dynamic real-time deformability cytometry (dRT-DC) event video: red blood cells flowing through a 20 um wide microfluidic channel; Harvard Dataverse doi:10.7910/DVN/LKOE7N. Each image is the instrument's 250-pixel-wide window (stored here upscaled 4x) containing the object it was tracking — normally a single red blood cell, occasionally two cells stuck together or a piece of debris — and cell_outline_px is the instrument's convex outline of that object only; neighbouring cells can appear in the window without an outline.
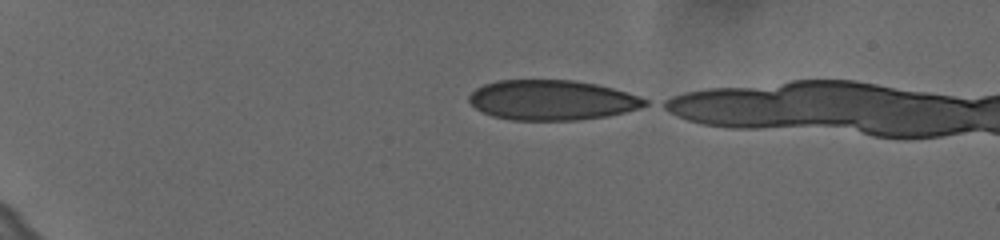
{"species": "human", "species_latin": "Homo sapiens", "temperature_condition": "cold", "stored_images_in_passage": 42, "camera_frame_rate_fps": 3000, "um_per_image_px": 0.085, "donor": {"sex": "female"}, "frame": {"image": 1, "passage_image": 1, "time_ms": 0.0, "image_size_px": [1000, 240], "cell_outline_px": [[648, 104], [640, 108], [608, 116], [576, 120], [512, 120], [492, 116], [476, 108], [468, 100], [468, 96], [476, 88], [484, 84], [496, 80], [572, 80], [596, 84], [612, 88], [648, 100]], "centroid_in_image_um": [46.88, 8.51], "position_along_channel_um": 38.1, "area_um2": 40.86}}
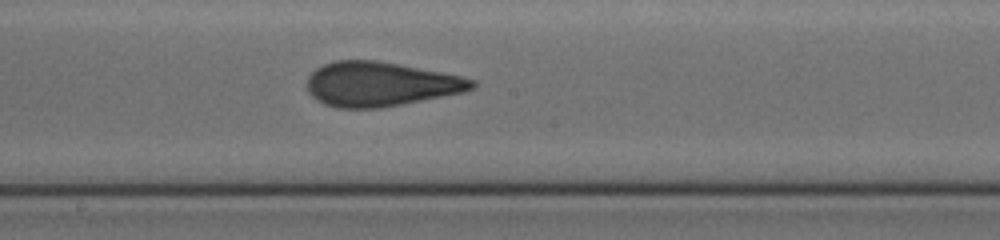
{"frame": {"image": 2, "passage_image": 22, "time_ms": 7.0, "image_size_px": [1000, 240], "cell_outline_px": [[476, 88], [464, 92], [400, 104], [376, 108], [340, 108], [324, 104], [316, 100], [308, 92], [308, 76], [316, 68], [324, 64], [336, 60], [376, 60], [440, 72], [460, 76], [476, 80]], "centroid_in_image_um": [32.32, 7.15], "position_along_channel_um": 215.9, "area_um2": 42.37}}
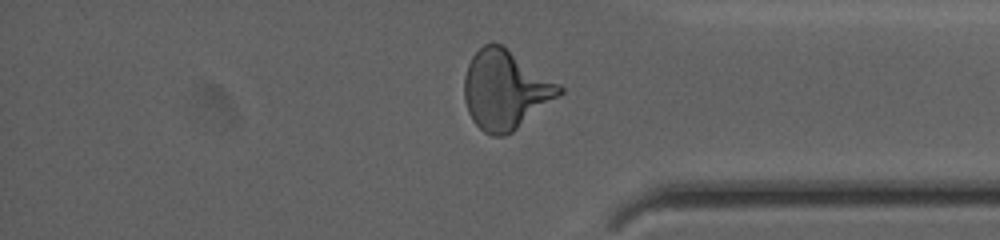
{"frame": {"image": 3, "passage_image": 37, "time_ms": 12.0, "image_size_px": [1000, 240], "cell_outline_px": [[564, 92], [560, 96], [512, 132], [504, 136], [492, 136], [484, 132], [472, 120], [468, 112], [464, 100], [464, 76], [468, 64], [472, 56], [484, 44], [492, 40], [504, 44], [560, 84], [564, 88]], "centroid_in_image_um": [42.96, 7.6], "position_along_channel_um": 392.2, "area_um2": 44.33}}